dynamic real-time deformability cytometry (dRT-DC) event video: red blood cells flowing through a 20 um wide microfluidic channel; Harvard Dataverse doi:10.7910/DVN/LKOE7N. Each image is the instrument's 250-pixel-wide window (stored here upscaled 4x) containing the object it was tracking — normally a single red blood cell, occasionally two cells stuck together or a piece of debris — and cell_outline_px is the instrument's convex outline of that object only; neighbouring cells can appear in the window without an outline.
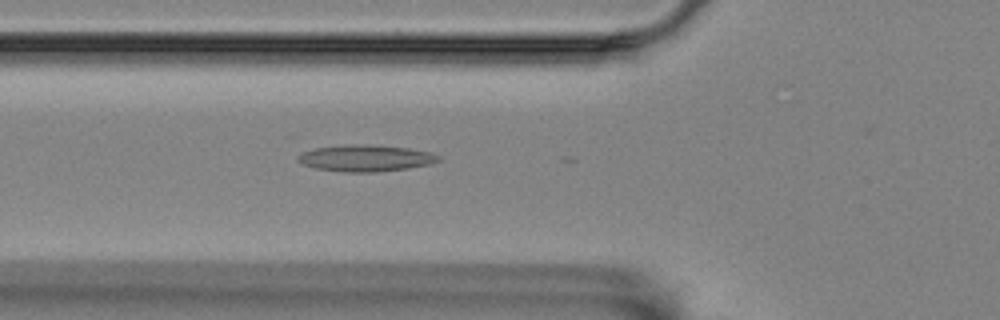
{"species": "Egyptian fruit bat (a non-hibernating species)", "species_latin": "Rousettus aegyptiacus", "temperature_condition": "room temperature", "stored_images_in_passage": 37, "camera_frame_rate_fps": 3000, "um_per_image_px": 0.085, "animal": {"sex": "female"}, "frame": {"image": 1, "passage_image": 8, "time_ms": 2.333, "image_size_px": [1000, 320], "cell_outline_px": [[440, 160], [432, 164], [408, 168], [376, 172], [348, 172], [316, 168], [304, 164], [296, 160], [296, 156], [304, 152], [316, 148], [348, 144], [368, 144], [408, 148], [432, 152], [440, 156]], "centroid_in_image_um": [31.12, 13.44], "position_along_channel_um": 94.7, "area_um2": 21.73}}
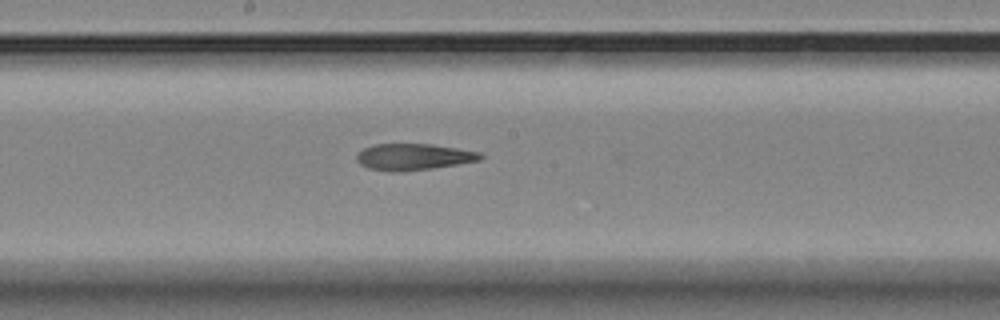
{"frame": {"image": 2, "passage_image": 18, "time_ms": 5.667, "image_size_px": [1000, 320], "cell_outline_px": [[484, 156], [480, 160], [432, 168], [400, 172], [368, 168], [360, 164], [356, 160], [356, 156], [364, 148], [372, 144], [432, 144], [480, 152]], "centroid_in_image_um": [35.14, 13.32], "position_along_channel_um": 213.1, "area_um2": 18.9}}
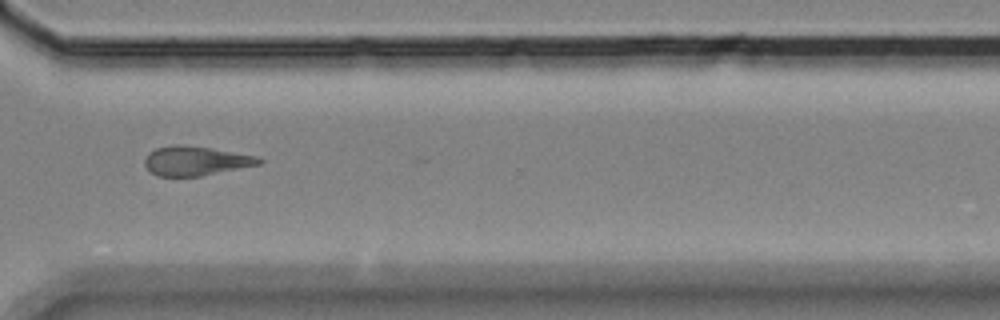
{"frame": {"image": 3, "passage_image": 30, "time_ms": 9.667, "image_size_px": [1000, 320], "cell_outline_px": [[264, 160], [260, 164], [200, 176], [156, 176], [148, 172], [144, 164], [144, 160], [148, 152], [156, 148], [172, 144], [176, 144], [208, 148], [256, 156]], "centroid_in_image_um": [16.55, 13.68], "position_along_channel_um": 354.0, "area_um2": 19.42}}